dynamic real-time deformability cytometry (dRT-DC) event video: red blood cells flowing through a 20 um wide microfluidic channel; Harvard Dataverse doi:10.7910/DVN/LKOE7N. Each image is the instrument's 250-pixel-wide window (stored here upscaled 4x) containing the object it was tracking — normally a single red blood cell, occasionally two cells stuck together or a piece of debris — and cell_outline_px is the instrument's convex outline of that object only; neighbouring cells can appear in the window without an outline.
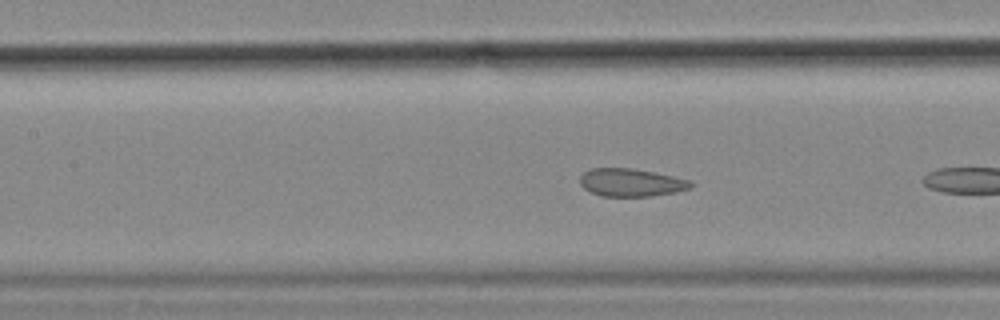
{"species": "common noctule bat (a hibernating species)", "species_latin": "Nyctalus noctula", "temperature_condition": "cold", "stored_images_in_passage": 10, "camera_frame_rate_fps": 3000, "um_per_image_px": 0.085, "animal": {"sex": "female", "body_mass_g": 18.4}, "frame": {"image": 1, "passage_image": 9, "time_ms": 2.667, "image_size_px": [1000, 320], "cell_outline_px": [[692, 188], [676, 192], [652, 196], [600, 196], [584, 188], [580, 184], [580, 176], [584, 172], [592, 168], [632, 168], [672, 176], [688, 180], [692, 184]], "centroid_in_image_um": [53.62, 15.52], "position_along_channel_um": 153.8, "area_um2": 17.86}}